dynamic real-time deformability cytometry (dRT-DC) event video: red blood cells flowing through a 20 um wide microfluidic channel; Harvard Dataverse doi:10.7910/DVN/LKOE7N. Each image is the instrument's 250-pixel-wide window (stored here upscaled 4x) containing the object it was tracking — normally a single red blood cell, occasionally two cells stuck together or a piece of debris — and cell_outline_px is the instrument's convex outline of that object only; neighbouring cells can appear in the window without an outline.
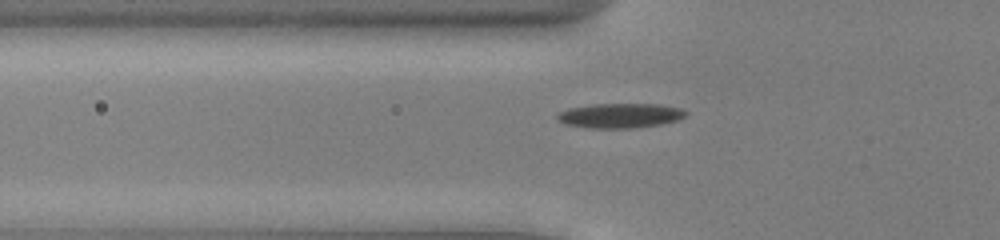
{"species": "common noctule bat (a hibernating species)", "species_latin": "Nyctalus noctula", "temperature_condition": "cold", "stored_images_in_passage": 31, "camera_frame_rate_fps": 3000, "um_per_image_px": 0.085, "animal": {"sex": "male", "body_mass_g": 13.0, "forearm_length_mm": 53.1}, "frame": {"image": 1, "passage_image": 4, "time_ms": 1.0, "image_size_px": [1000, 240], "cell_outline_px": [[688, 112], [684, 116], [676, 120], [660, 124], [632, 128], [588, 128], [564, 124], [556, 120], [556, 116], [560, 112], [572, 108], [592, 104], [660, 104], [680, 108]], "centroid_in_image_um": [52.68, 9.83], "position_along_channel_um": 73.1, "area_um2": 18.38}}
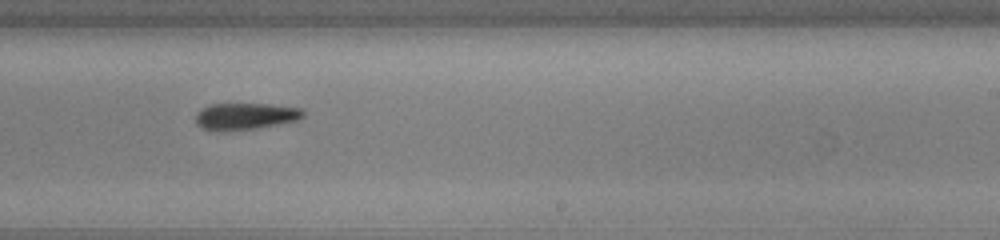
{"frame": {"image": 2, "passage_image": 19, "time_ms": 6.0, "image_size_px": [1000, 240], "cell_outline_px": [[304, 116], [296, 120], [256, 128], [200, 128], [196, 124], [196, 112], [208, 104], [272, 104], [300, 108], [304, 112]], "centroid_in_image_um": [20.87, 9.83], "position_along_channel_um": 268.1, "area_um2": 16.01}}
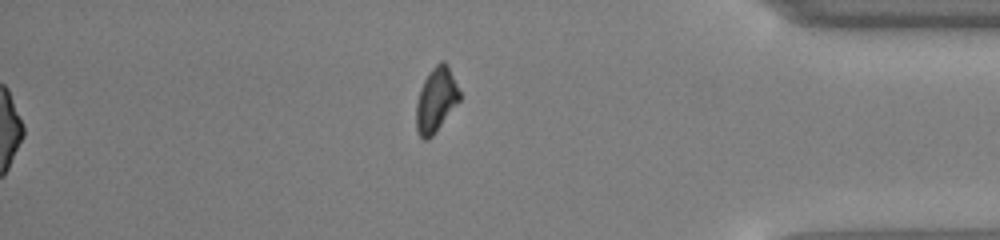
{"frame": {"image": 3, "passage_image": 31, "time_ms": 10.0, "image_size_px": [1000, 240], "cell_outline_px": [[460, 100], [432, 136], [428, 140], [424, 140], [420, 136], [416, 128], [416, 104], [420, 88], [428, 72], [440, 60], [444, 60], [460, 92]], "centroid_in_image_um": [37.04, 8.49], "position_along_channel_um": 398.2, "area_um2": 16.07}, "authors_computed_cell_mechanics": {"area_um2": 17.4556, "velocity_mm_per_s": 3.9179, "shape_relaxation_time_tau1_ms": 5.8022, "shape_relaxation_time_tau2_ms": null, "deformation_change_tau1": 0.1195, "deformation_change_tau2": null}}